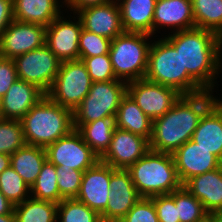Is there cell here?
Segmentation results:
<instances>
[{"label":"cell","mask_w":222,"mask_h":222,"mask_svg":"<svg viewBox=\"0 0 222 222\" xmlns=\"http://www.w3.org/2000/svg\"><path fill=\"white\" fill-rule=\"evenodd\" d=\"M212 93L181 95L169 111L152 121L150 150L173 154L190 140L204 112L218 99Z\"/></svg>","instance_id":"1"},{"label":"cell","mask_w":222,"mask_h":222,"mask_svg":"<svg viewBox=\"0 0 222 222\" xmlns=\"http://www.w3.org/2000/svg\"><path fill=\"white\" fill-rule=\"evenodd\" d=\"M166 36L164 38L179 51L183 69L205 91L213 92L222 68V38L197 27Z\"/></svg>","instance_id":"2"},{"label":"cell","mask_w":222,"mask_h":222,"mask_svg":"<svg viewBox=\"0 0 222 222\" xmlns=\"http://www.w3.org/2000/svg\"><path fill=\"white\" fill-rule=\"evenodd\" d=\"M26 144L46 148L73 129V111L46 94L20 120Z\"/></svg>","instance_id":"3"},{"label":"cell","mask_w":222,"mask_h":222,"mask_svg":"<svg viewBox=\"0 0 222 222\" xmlns=\"http://www.w3.org/2000/svg\"><path fill=\"white\" fill-rule=\"evenodd\" d=\"M126 170L141 197L170 194L182 186L172 154L149 150Z\"/></svg>","instance_id":"4"},{"label":"cell","mask_w":222,"mask_h":222,"mask_svg":"<svg viewBox=\"0 0 222 222\" xmlns=\"http://www.w3.org/2000/svg\"><path fill=\"white\" fill-rule=\"evenodd\" d=\"M144 79L171 87L181 95H194L205 91L187 70L183 69L179 51L165 38L151 42Z\"/></svg>","instance_id":"5"},{"label":"cell","mask_w":222,"mask_h":222,"mask_svg":"<svg viewBox=\"0 0 222 222\" xmlns=\"http://www.w3.org/2000/svg\"><path fill=\"white\" fill-rule=\"evenodd\" d=\"M151 36L142 32H124L112 39L109 56L117 79L126 83L144 79Z\"/></svg>","instance_id":"6"},{"label":"cell","mask_w":222,"mask_h":222,"mask_svg":"<svg viewBox=\"0 0 222 222\" xmlns=\"http://www.w3.org/2000/svg\"><path fill=\"white\" fill-rule=\"evenodd\" d=\"M127 83L122 80L93 82L88 95L73 110V125H80L107 117H116Z\"/></svg>","instance_id":"7"},{"label":"cell","mask_w":222,"mask_h":222,"mask_svg":"<svg viewBox=\"0 0 222 222\" xmlns=\"http://www.w3.org/2000/svg\"><path fill=\"white\" fill-rule=\"evenodd\" d=\"M92 83L82 60L63 61L46 95L73 111L88 95Z\"/></svg>","instance_id":"8"},{"label":"cell","mask_w":222,"mask_h":222,"mask_svg":"<svg viewBox=\"0 0 222 222\" xmlns=\"http://www.w3.org/2000/svg\"><path fill=\"white\" fill-rule=\"evenodd\" d=\"M13 60L18 79L36 85L45 94L50 90L61 64L46 44Z\"/></svg>","instance_id":"9"},{"label":"cell","mask_w":222,"mask_h":222,"mask_svg":"<svg viewBox=\"0 0 222 222\" xmlns=\"http://www.w3.org/2000/svg\"><path fill=\"white\" fill-rule=\"evenodd\" d=\"M45 151L47 160L62 169L84 172L100 160L76 129L47 146Z\"/></svg>","instance_id":"10"},{"label":"cell","mask_w":222,"mask_h":222,"mask_svg":"<svg viewBox=\"0 0 222 222\" xmlns=\"http://www.w3.org/2000/svg\"><path fill=\"white\" fill-rule=\"evenodd\" d=\"M127 93L152 121L169 111L181 96L171 87L146 79L128 82Z\"/></svg>","instance_id":"11"},{"label":"cell","mask_w":222,"mask_h":222,"mask_svg":"<svg viewBox=\"0 0 222 222\" xmlns=\"http://www.w3.org/2000/svg\"><path fill=\"white\" fill-rule=\"evenodd\" d=\"M46 27L13 20L0 35V56L14 59L45 44Z\"/></svg>","instance_id":"12"},{"label":"cell","mask_w":222,"mask_h":222,"mask_svg":"<svg viewBox=\"0 0 222 222\" xmlns=\"http://www.w3.org/2000/svg\"><path fill=\"white\" fill-rule=\"evenodd\" d=\"M149 150L148 139L115 127L110 145L100 157V161L115 169H127Z\"/></svg>","instance_id":"13"},{"label":"cell","mask_w":222,"mask_h":222,"mask_svg":"<svg viewBox=\"0 0 222 222\" xmlns=\"http://www.w3.org/2000/svg\"><path fill=\"white\" fill-rule=\"evenodd\" d=\"M67 20L61 14L46 27L45 44L61 61L79 60V38L82 23Z\"/></svg>","instance_id":"14"},{"label":"cell","mask_w":222,"mask_h":222,"mask_svg":"<svg viewBox=\"0 0 222 222\" xmlns=\"http://www.w3.org/2000/svg\"><path fill=\"white\" fill-rule=\"evenodd\" d=\"M116 169L98 161L83 172L77 200L101 214L107 207L110 193V179Z\"/></svg>","instance_id":"15"},{"label":"cell","mask_w":222,"mask_h":222,"mask_svg":"<svg viewBox=\"0 0 222 222\" xmlns=\"http://www.w3.org/2000/svg\"><path fill=\"white\" fill-rule=\"evenodd\" d=\"M109 201L100 214L102 222H119L142 198L126 169H116L110 179Z\"/></svg>","instance_id":"16"},{"label":"cell","mask_w":222,"mask_h":222,"mask_svg":"<svg viewBox=\"0 0 222 222\" xmlns=\"http://www.w3.org/2000/svg\"><path fill=\"white\" fill-rule=\"evenodd\" d=\"M82 23V28L103 36L107 39H114L124 33L120 8L116 0L101 5H92L76 13Z\"/></svg>","instance_id":"17"},{"label":"cell","mask_w":222,"mask_h":222,"mask_svg":"<svg viewBox=\"0 0 222 222\" xmlns=\"http://www.w3.org/2000/svg\"><path fill=\"white\" fill-rule=\"evenodd\" d=\"M172 156L182 185L191 177L221 166V161L214 154L200 147L191 139L178 148Z\"/></svg>","instance_id":"18"},{"label":"cell","mask_w":222,"mask_h":222,"mask_svg":"<svg viewBox=\"0 0 222 222\" xmlns=\"http://www.w3.org/2000/svg\"><path fill=\"white\" fill-rule=\"evenodd\" d=\"M44 95L36 85L17 79L0 99V117L21 120Z\"/></svg>","instance_id":"19"},{"label":"cell","mask_w":222,"mask_h":222,"mask_svg":"<svg viewBox=\"0 0 222 222\" xmlns=\"http://www.w3.org/2000/svg\"><path fill=\"white\" fill-rule=\"evenodd\" d=\"M173 28L172 32L195 28L191 0H156L152 37L159 27ZM158 28V29H157Z\"/></svg>","instance_id":"20"},{"label":"cell","mask_w":222,"mask_h":222,"mask_svg":"<svg viewBox=\"0 0 222 222\" xmlns=\"http://www.w3.org/2000/svg\"><path fill=\"white\" fill-rule=\"evenodd\" d=\"M182 186L203 204L209 215L222 210V165L191 177Z\"/></svg>","instance_id":"21"},{"label":"cell","mask_w":222,"mask_h":222,"mask_svg":"<svg viewBox=\"0 0 222 222\" xmlns=\"http://www.w3.org/2000/svg\"><path fill=\"white\" fill-rule=\"evenodd\" d=\"M192 141L222 162V101L217 99L202 115Z\"/></svg>","instance_id":"22"},{"label":"cell","mask_w":222,"mask_h":222,"mask_svg":"<svg viewBox=\"0 0 222 222\" xmlns=\"http://www.w3.org/2000/svg\"><path fill=\"white\" fill-rule=\"evenodd\" d=\"M125 32H142L152 35L156 0H116ZM120 1V2H119Z\"/></svg>","instance_id":"23"},{"label":"cell","mask_w":222,"mask_h":222,"mask_svg":"<svg viewBox=\"0 0 222 222\" xmlns=\"http://www.w3.org/2000/svg\"><path fill=\"white\" fill-rule=\"evenodd\" d=\"M59 0H13L14 20L47 27L62 12Z\"/></svg>","instance_id":"24"},{"label":"cell","mask_w":222,"mask_h":222,"mask_svg":"<svg viewBox=\"0 0 222 222\" xmlns=\"http://www.w3.org/2000/svg\"><path fill=\"white\" fill-rule=\"evenodd\" d=\"M116 127L138 134L150 140L152 120L141 110L127 93L121 100L115 117Z\"/></svg>","instance_id":"25"},{"label":"cell","mask_w":222,"mask_h":222,"mask_svg":"<svg viewBox=\"0 0 222 222\" xmlns=\"http://www.w3.org/2000/svg\"><path fill=\"white\" fill-rule=\"evenodd\" d=\"M46 160L45 148L26 144L10 156V165L31 187Z\"/></svg>","instance_id":"26"},{"label":"cell","mask_w":222,"mask_h":222,"mask_svg":"<svg viewBox=\"0 0 222 222\" xmlns=\"http://www.w3.org/2000/svg\"><path fill=\"white\" fill-rule=\"evenodd\" d=\"M115 127V117H107L82 124L76 130L100 158L110 145Z\"/></svg>","instance_id":"27"},{"label":"cell","mask_w":222,"mask_h":222,"mask_svg":"<svg viewBox=\"0 0 222 222\" xmlns=\"http://www.w3.org/2000/svg\"><path fill=\"white\" fill-rule=\"evenodd\" d=\"M58 204L32 197L14 205L16 222H57Z\"/></svg>","instance_id":"28"},{"label":"cell","mask_w":222,"mask_h":222,"mask_svg":"<svg viewBox=\"0 0 222 222\" xmlns=\"http://www.w3.org/2000/svg\"><path fill=\"white\" fill-rule=\"evenodd\" d=\"M195 27L222 38V0H191Z\"/></svg>","instance_id":"29"},{"label":"cell","mask_w":222,"mask_h":222,"mask_svg":"<svg viewBox=\"0 0 222 222\" xmlns=\"http://www.w3.org/2000/svg\"><path fill=\"white\" fill-rule=\"evenodd\" d=\"M56 165L48 160L42 166L36 182L30 187L31 197L37 200L50 201L56 204L63 198L57 185Z\"/></svg>","instance_id":"30"},{"label":"cell","mask_w":222,"mask_h":222,"mask_svg":"<svg viewBox=\"0 0 222 222\" xmlns=\"http://www.w3.org/2000/svg\"><path fill=\"white\" fill-rule=\"evenodd\" d=\"M169 195L174 199L180 222H200L209 216L203 204L184 186Z\"/></svg>","instance_id":"31"},{"label":"cell","mask_w":222,"mask_h":222,"mask_svg":"<svg viewBox=\"0 0 222 222\" xmlns=\"http://www.w3.org/2000/svg\"><path fill=\"white\" fill-rule=\"evenodd\" d=\"M0 192L13 204L17 205L31 197L30 186L11 167L0 173Z\"/></svg>","instance_id":"32"},{"label":"cell","mask_w":222,"mask_h":222,"mask_svg":"<svg viewBox=\"0 0 222 222\" xmlns=\"http://www.w3.org/2000/svg\"><path fill=\"white\" fill-rule=\"evenodd\" d=\"M57 222H102V219L98 212L72 198L58 203Z\"/></svg>","instance_id":"33"},{"label":"cell","mask_w":222,"mask_h":222,"mask_svg":"<svg viewBox=\"0 0 222 222\" xmlns=\"http://www.w3.org/2000/svg\"><path fill=\"white\" fill-rule=\"evenodd\" d=\"M25 145L21 121L0 118V153L11 156Z\"/></svg>","instance_id":"34"},{"label":"cell","mask_w":222,"mask_h":222,"mask_svg":"<svg viewBox=\"0 0 222 222\" xmlns=\"http://www.w3.org/2000/svg\"><path fill=\"white\" fill-rule=\"evenodd\" d=\"M111 41L82 28L79 38V58L109 54Z\"/></svg>","instance_id":"35"},{"label":"cell","mask_w":222,"mask_h":222,"mask_svg":"<svg viewBox=\"0 0 222 222\" xmlns=\"http://www.w3.org/2000/svg\"><path fill=\"white\" fill-rule=\"evenodd\" d=\"M79 60L84 63L92 82L119 80L114 74L109 54L79 58Z\"/></svg>","instance_id":"36"},{"label":"cell","mask_w":222,"mask_h":222,"mask_svg":"<svg viewBox=\"0 0 222 222\" xmlns=\"http://www.w3.org/2000/svg\"><path fill=\"white\" fill-rule=\"evenodd\" d=\"M57 185L60 192V196L63 199L76 198L79 194L81 187V180L83 171L73 169H62L60 166H56Z\"/></svg>","instance_id":"37"},{"label":"cell","mask_w":222,"mask_h":222,"mask_svg":"<svg viewBox=\"0 0 222 222\" xmlns=\"http://www.w3.org/2000/svg\"><path fill=\"white\" fill-rule=\"evenodd\" d=\"M119 222H159L152 199L140 198Z\"/></svg>","instance_id":"38"},{"label":"cell","mask_w":222,"mask_h":222,"mask_svg":"<svg viewBox=\"0 0 222 222\" xmlns=\"http://www.w3.org/2000/svg\"><path fill=\"white\" fill-rule=\"evenodd\" d=\"M150 198L155 205L159 222H180L174 199L169 194Z\"/></svg>","instance_id":"39"},{"label":"cell","mask_w":222,"mask_h":222,"mask_svg":"<svg viewBox=\"0 0 222 222\" xmlns=\"http://www.w3.org/2000/svg\"><path fill=\"white\" fill-rule=\"evenodd\" d=\"M17 79L14 60L0 56V99Z\"/></svg>","instance_id":"40"},{"label":"cell","mask_w":222,"mask_h":222,"mask_svg":"<svg viewBox=\"0 0 222 222\" xmlns=\"http://www.w3.org/2000/svg\"><path fill=\"white\" fill-rule=\"evenodd\" d=\"M13 20V0H0V35Z\"/></svg>","instance_id":"41"},{"label":"cell","mask_w":222,"mask_h":222,"mask_svg":"<svg viewBox=\"0 0 222 222\" xmlns=\"http://www.w3.org/2000/svg\"><path fill=\"white\" fill-rule=\"evenodd\" d=\"M66 7L69 8L71 11L76 13L78 10L82 8L92 6V5H101L109 2L110 0H63Z\"/></svg>","instance_id":"42"},{"label":"cell","mask_w":222,"mask_h":222,"mask_svg":"<svg viewBox=\"0 0 222 222\" xmlns=\"http://www.w3.org/2000/svg\"><path fill=\"white\" fill-rule=\"evenodd\" d=\"M14 205L0 192V215L12 214Z\"/></svg>","instance_id":"43"},{"label":"cell","mask_w":222,"mask_h":222,"mask_svg":"<svg viewBox=\"0 0 222 222\" xmlns=\"http://www.w3.org/2000/svg\"><path fill=\"white\" fill-rule=\"evenodd\" d=\"M10 166V155L0 153V173Z\"/></svg>","instance_id":"44"},{"label":"cell","mask_w":222,"mask_h":222,"mask_svg":"<svg viewBox=\"0 0 222 222\" xmlns=\"http://www.w3.org/2000/svg\"><path fill=\"white\" fill-rule=\"evenodd\" d=\"M0 222H16L14 212L12 214L0 215Z\"/></svg>","instance_id":"45"},{"label":"cell","mask_w":222,"mask_h":222,"mask_svg":"<svg viewBox=\"0 0 222 222\" xmlns=\"http://www.w3.org/2000/svg\"><path fill=\"white\" fill-rule=\"evenodd\" d=\"M216 222H222V210L212 215Z\"/></svg>","instance_id":"46"},{"label":"cell","mask_w":222,"mask_h":222,"mask_svg":"<svg viewBox=\"0 0 222 222\" xmlns=\"http://www.w3.org/2000/svg\"><path fill=\"white\" fill-rule=\"evenodd\" d=\"M200 222H216V221L212 215H209L208 217H206L204 220Z\"/></svg>","instance_id":"47"}]
</instances>
